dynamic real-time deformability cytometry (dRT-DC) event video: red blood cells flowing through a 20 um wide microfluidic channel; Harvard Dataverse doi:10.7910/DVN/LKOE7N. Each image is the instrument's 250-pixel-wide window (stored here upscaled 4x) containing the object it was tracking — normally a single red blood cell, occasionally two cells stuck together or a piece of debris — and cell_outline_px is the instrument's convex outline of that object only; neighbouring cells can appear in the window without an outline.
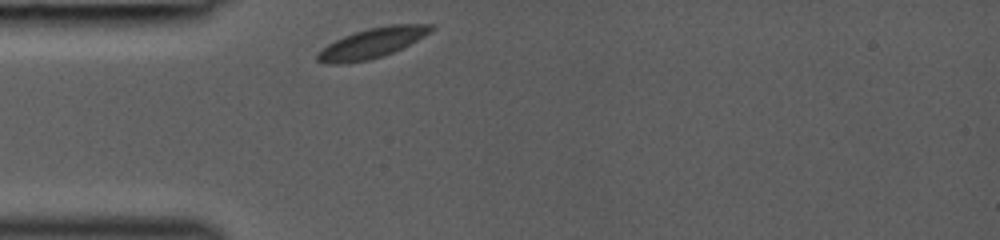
{"species": "common noctule bat (a hibernating species)", "species_latin": "Nyctalus noctula", "temperature_condition": "room temperature", "stored_images_in_passage": 27, "camera_frame_rate_fps": 3000, "um_per_image_px": 0.085, "animal": {"sex": "female", "body_mass_g": 19.0, "forearm_length_mm": 53.3}, "frame": {"image": 1, "passage_image": 1, "time_ms": 0.0, "image_size_px": [1000, 240], "cell_outline_px": [[432, 28], [424, 36], [384, 56], [368, 60], [344, 64], [328, 64], [316, 60], [316, 56], [328, 44], [344, 36], [368, 28], [392, 24], [432, 24]], "centroid_in_image_um": [31.59, 3.67], "position_along_channel_um": 53.4, "area_um2": 19.42}}
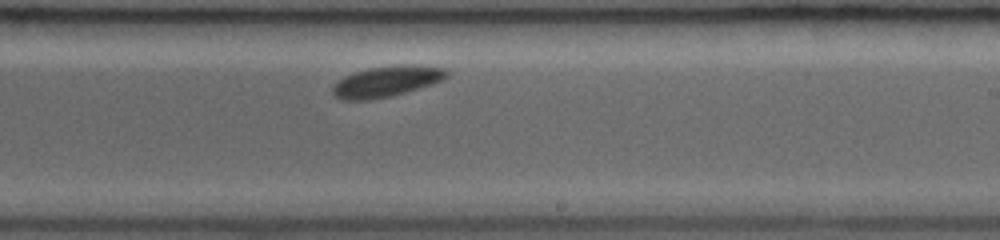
{"frame": {"image": 2, "passage_image": 16, "time_ms": 5.0, "image_size_px": [1000, 240], "cell_outline_px": [[448, 76], [432, 84], [392, 96], [368, 100], [344, 100], [336, 96], [332, 92], [332, 84], [336, 80], [344, 76], [368, 68], [444, 68], [448, 72]], "centroid_in_image_um": [32.71, 7.0], "position_along_channel_um": 256.3, "area_um2": 19.25}}
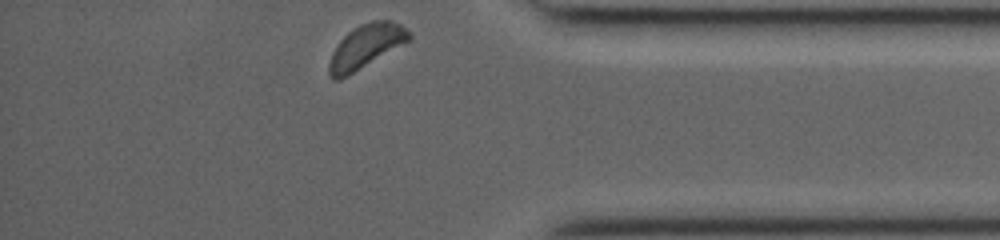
{"frame": {"image": 3, "passage_image": 27, "time_ms": 8.667, "image_size_px": [1000, 240], "cell_outline_px": [[412, 40], [340, 80], [332, 80], [328, 72], [328, 64], [332, 52], [340, 40], [348, 32], [360, 24], [372, 20], [392, 20], [400, 24], [412, 36]], "centroid_in_image_um": [31.1, 3.95], "position_along_channel_um": 404.1, "area_um2": 20.52}}